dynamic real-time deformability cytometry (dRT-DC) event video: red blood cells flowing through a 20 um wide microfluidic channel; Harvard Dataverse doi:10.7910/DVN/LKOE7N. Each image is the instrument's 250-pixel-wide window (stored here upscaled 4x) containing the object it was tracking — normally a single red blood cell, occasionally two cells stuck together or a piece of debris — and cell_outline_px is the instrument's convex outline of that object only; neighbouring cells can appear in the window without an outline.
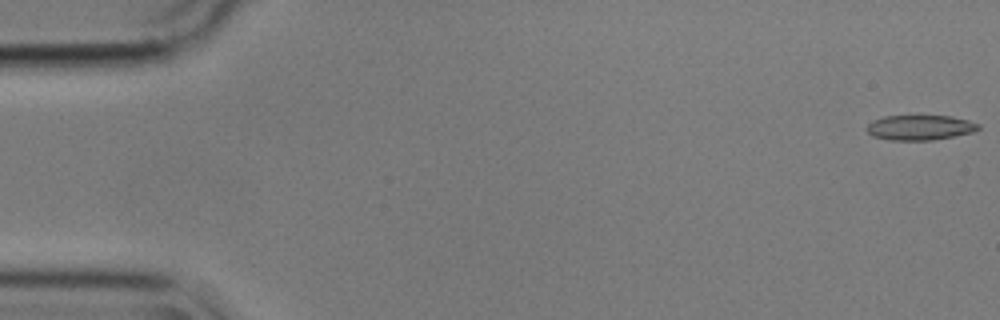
{"species": "common noctule bat (a hibernating species)", "species_latin": "Nyctalus noctula", "temperature_condition": "cold", "stored_images_in_passage": 15, "camera_frame_rate_fps": 3000, "um_per_image_px": 0.085, "animal": {"sex": "male", "body_mass_g": 17.9}, "frame": {"image": 1, "passage_image": 1, "time_ms": 0.0, "image_size_px": [1000, 320], "cell_outline_px": [[980, 128], [972, 132], [932, 140], [892, 140], [872, 136], [868, 132], [868, 124], [872, 120], [884, 116], [952, 116], [968, 120], [980, 124]], "centroid_in_image_um": [78.2, 10.83], "position_along_channel_um": 6.8, "area_um2": 16.13}}
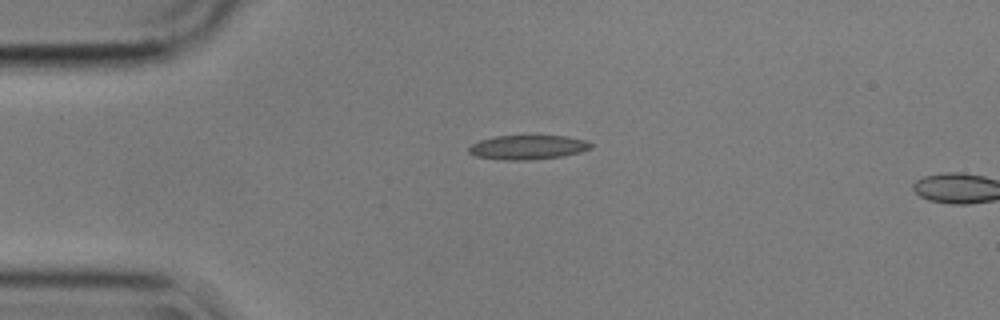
{"frame": {"image": 2, "passage_image": 13, "time_ms": 4.0, "image_size_px": [1000, 320], "cell_outline_px": [[592, 148], [580, 152], [564, 156], [528, 160], [504, 160], [476, 156], [468, 152], [468, 148], [472, 144], [480, 140], [496, 136], [568, 136], [584, 140], [592, 144]], "centroid_in_image_um": [44.87, 12.52], "position_along_channel_um": 40.1, "area_um2": 17.22}}